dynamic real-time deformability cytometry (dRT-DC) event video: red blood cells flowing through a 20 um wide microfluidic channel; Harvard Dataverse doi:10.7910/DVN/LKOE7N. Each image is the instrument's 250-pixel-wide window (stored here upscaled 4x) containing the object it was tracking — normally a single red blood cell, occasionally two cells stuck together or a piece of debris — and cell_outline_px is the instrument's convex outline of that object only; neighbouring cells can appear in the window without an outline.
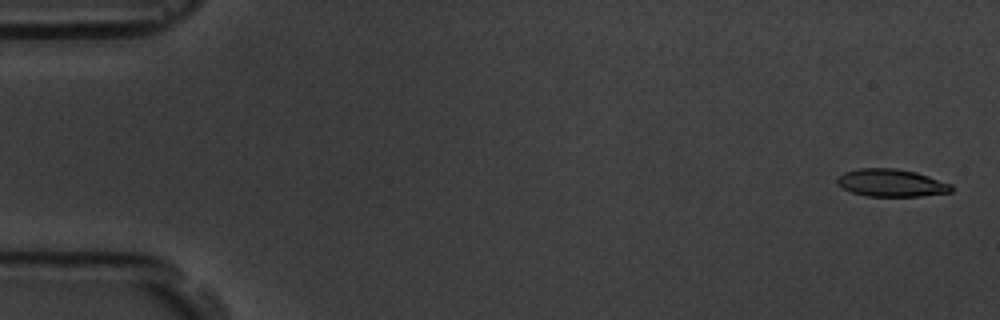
{"species": "common noctule bat (a hibernating species)", "species_latin": "Nyctalus noctula", "temperature_condition": "room temperature", "stored_images_in_passage": 15, "camera_frame_rate_fps": 3000, "um_per_image_px": 0.085, "animal": {"sex": "male", "body_mass_g": 19.5, "forearm_length_mm": 54.6}, "frame": {"image": 1, "passage_image": 1, "time_ms": 0.0, "image_size_px": [1000, 320], "cell_outline_px": [[952, 192], [920, 196], [868, 196], [852, 192], [836, 184], [836, 180], [844, 172], [860, 168], [896, 168], [916, 172], [952, 184]], "centroid_in_image_um": [75.77, 15.54], "position_along_channel_um": 9.2, "area_um2": 18.26}}
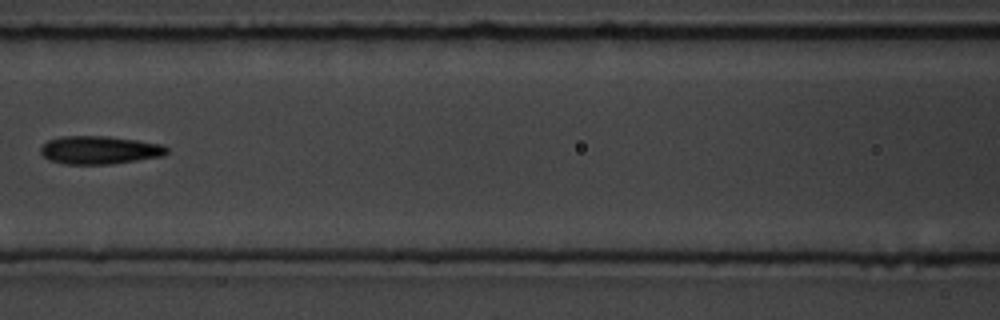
{"frame": {"image": 2, "passage_image": 7, "time_ms": 8.0, "image_size_px": [1000, 320], "cell_outline_px": [[168, 152], [164, 156], [112, 164], [64, 164], [48, 160], [40, 152], [40, 148], [48, 140], [64, 136], [108, 136], [136, 140], [160, 144], [168, 148]], "centroid_in_image_um": [8.46, 12.76], "position_along_channel_um": 158.1, "area_um2": 20.69}}
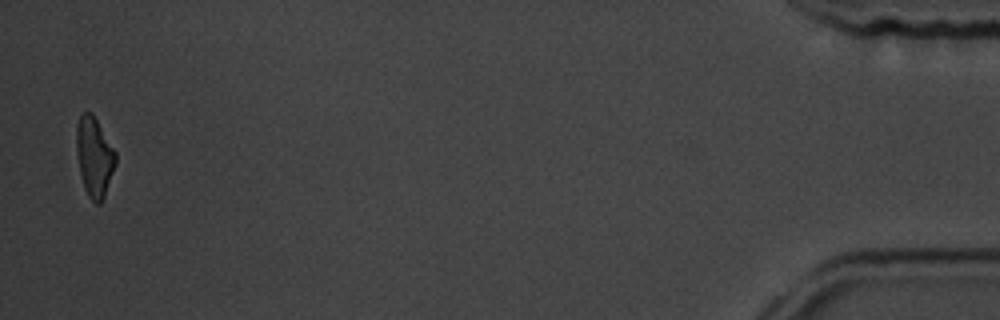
{"frame": {"image": 3, "passage_image": 15, "time_ms": 18.0, "image_size_px": [1000, 320], "cell_outline_px": [[116, 164], [104, 196], [100, 204], [96, 204], [88, 196], [84, 188], [80, 172], [76, 152], [76, 124], [80, 116], [84, 112], [92, 112], [116, 152]], "centroid_in_image_um": [8.01, 13.32], "position_along_channel_um": 427.2, "area_um2": 18.15}, "authors_computed_cell_mechanics": {"area_um2": 19.8254, "velocity_mm_per_s": 3.6134, "shape_relaxation_time_tau1_ms": 6.1967, "shape_relaxation_time_tau2_ms": 9.7312, "deformation_change_tau1": 0.1836, "deformation_change_tau2": 0.2303}}